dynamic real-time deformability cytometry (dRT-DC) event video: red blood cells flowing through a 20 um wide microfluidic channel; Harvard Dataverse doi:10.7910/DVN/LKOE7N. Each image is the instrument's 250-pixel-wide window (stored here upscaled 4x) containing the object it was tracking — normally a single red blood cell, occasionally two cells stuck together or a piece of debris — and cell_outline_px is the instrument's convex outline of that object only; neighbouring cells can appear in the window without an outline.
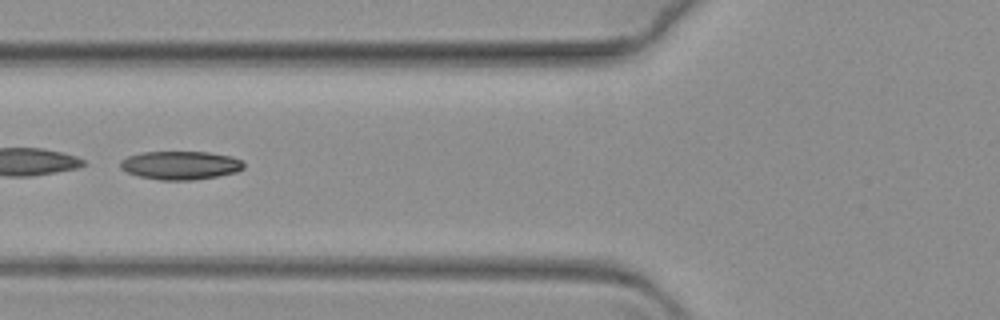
{"species": "common noctule bat (a hibernating species)", "species_latin": "Nyctalus noctula", "temperature_condition": "warm", "stored_images_in_passage": 27, "camera_frame_rate_fps": 3000, "um_per_image_px": 0.085, "animal": {"sex": "female", "body_mass_g": 19.3, "forearm_length_mm": 54.1}, "frame": {"image": 1, "passage_image": 5, "time_ms": 1.333, "image_size_px": [1000, 320], "cell_outline_px": [[244, 168], [236, 172], [216, 176], [192, 180], [160, 180], [140, 176], [128, 172], [120, 168], [120, 160], [128, 156], [140, 152], [208, 152], [232, 156], [244, 160]], "centroid_in_image_um": [15.36, 14.04], "position_along_channel_um": 110.4, "area_um2": 20.52}}